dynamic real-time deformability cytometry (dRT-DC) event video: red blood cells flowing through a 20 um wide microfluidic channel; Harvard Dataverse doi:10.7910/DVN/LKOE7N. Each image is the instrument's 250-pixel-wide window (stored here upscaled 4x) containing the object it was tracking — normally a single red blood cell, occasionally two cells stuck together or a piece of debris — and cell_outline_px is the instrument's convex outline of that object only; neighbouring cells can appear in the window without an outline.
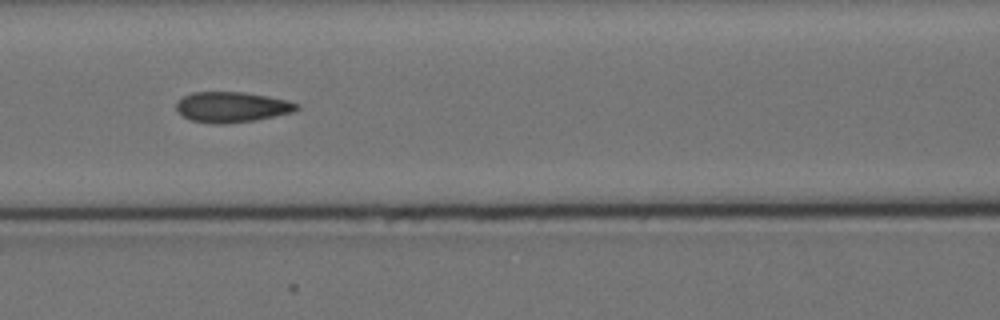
{"species": "Egyptian fruit bat (a non-hibernating species)", "species_latin": "Rousettus aegyptiacus", "temperature_condition": "cold", "stored_images_in_passage": 7, "camera_frame_rate_fps": 3000, "um_per_image_px": 0.085, "animal": {"sex": "female"}, "frame": {"image": 1, "passage_image": 6, "time_ms": 6.667, "image_size_px": [1000, 320], "cell_outline_px": [[300, 108], [292, 112], [256, 120], [224, 124], [212, 124], [192, 120], [184, 116], [176, 108], [176, 104], [184, 96], [192, 92], [244, 92], [268, 96], [300, 104]], "centroid_in_image_um": [19.72, 9.1], "position_along_channel_um": 146.9, "area_um2": 21.21}}
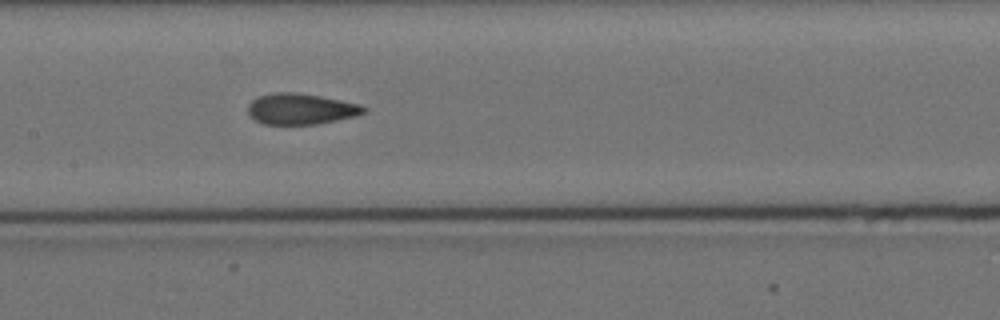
{"frame": {"image": 2, "passage_image": 7, "time_ms": 7.667, "image_size_px": [1000, 320], "cell_outline_px": [[368, 112], [356, 116], [316, 124], [264, 124], [256, 120], [248, 112], [248, 104], [252, 100], [260, 96], [276, 92], [292, 92], [320, 96], [360, 104], [368, 108]], "centroid_in_image_um": [25.61, 9.26], "position_along_channel_um": 181.8, "area_um2": 20.75}}